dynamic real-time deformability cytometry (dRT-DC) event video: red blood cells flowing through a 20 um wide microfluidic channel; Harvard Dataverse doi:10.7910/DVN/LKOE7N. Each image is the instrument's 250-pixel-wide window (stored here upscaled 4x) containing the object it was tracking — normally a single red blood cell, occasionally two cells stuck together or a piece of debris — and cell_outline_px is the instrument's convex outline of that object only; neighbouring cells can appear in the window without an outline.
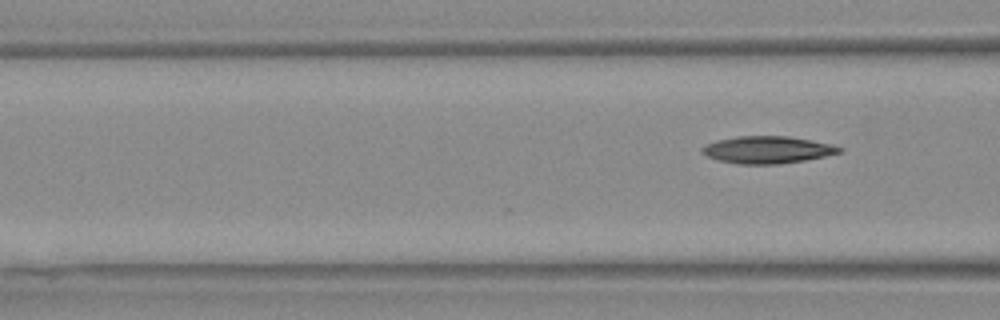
{"species": "Egyptian fruit bat (a non-hibernating species)", "species_latin": "Rousettus aegyptiacus", "temperature_condition": "warm", "stored_images_in_passage": 8, "segment_of_instrument_passage": [2, 2], "camera_frame_rate_fps": 3000, "um_per_image_px": 0.085, "animal": {"sex": "female"}, "frame": {"image": 1, "passage_image": 8, "time_ms": 2.333, "image_size_px": [1000, 320], "cell_outline_px": [[844, 148], [840, 152], [824, 156], [804, 160], [776, 164], [736, 164], [720, 160], [708, 156], [700, 152], [700, 148], [704, 144], [716, 140], [736, 136], [788, 136], [812, 140], [832, 144]], "centroid_in_image_um": [65.19, 12.72], "position_along_channel_um": 101.4, "area_um2": 21.79}}